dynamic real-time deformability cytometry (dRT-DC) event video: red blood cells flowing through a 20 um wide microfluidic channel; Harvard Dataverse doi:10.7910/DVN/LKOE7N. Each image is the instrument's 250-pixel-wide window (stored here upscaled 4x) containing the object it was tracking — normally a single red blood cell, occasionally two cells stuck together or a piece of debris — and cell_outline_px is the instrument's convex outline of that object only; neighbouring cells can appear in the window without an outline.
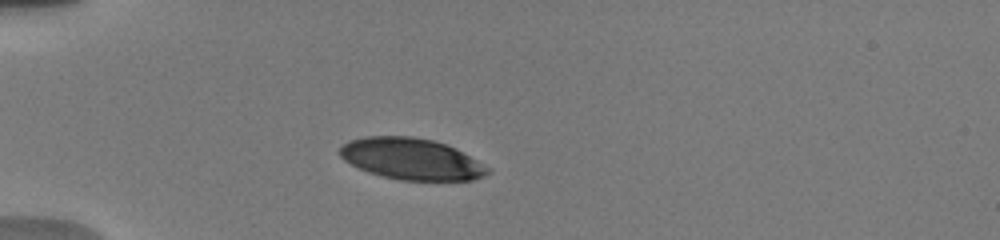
{"species": "human", "species_latin": "Homo sapiens", "temperature_condition": "warm", "stored_images_in_passage": 21, "camera_frame_rate_fps": 3000, "um_per_image_px": 0.085, "donor": {"sex": "male"}, "frame": {"image": 1, "passage_image": 13, "time_ms": 3.0, "image_size_px": [1000, 240], "cell_outline_px": [[492, 168], [484, 176], [472, 180], [400, 180], [368, 172], [344, 160], [340, 156], [340, 148], [348, 140], [364, 136], [412, 136], [432, 140], [456, 148]], "centroid_in_image_um": [34.99, 13.5], "position_along_channel_um": 50.0, "area_um2": 35.6}}
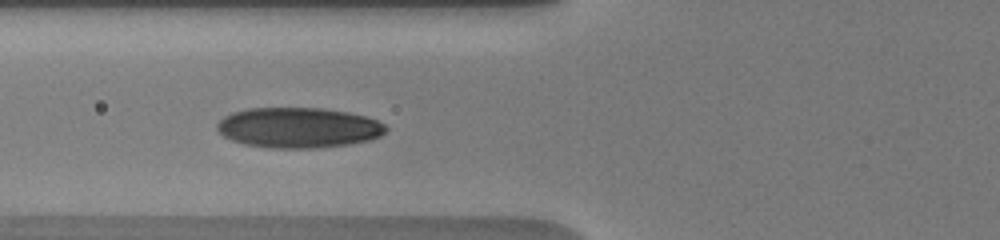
{"frame": {"image": 2, "passage_image": 20, "time_ms": 5.0, "image_size_px": [1000, 240], "cell_outline_px": [[388, 128], [380, 136], [368, 140], [348, 144], [316, 148], [272, 148], [244, 144], [232, 140], [224, 136], [216, 128], [216, 124], [224, 116], [232, 112], [248, 108], [324, 108], [348, 112], [364, 116], [376, 120], [384, 124]], "centroid_in_image_um": [25.34, 10.85], "position_along_channel_um": 100.5, "area_um2": 39.65}}